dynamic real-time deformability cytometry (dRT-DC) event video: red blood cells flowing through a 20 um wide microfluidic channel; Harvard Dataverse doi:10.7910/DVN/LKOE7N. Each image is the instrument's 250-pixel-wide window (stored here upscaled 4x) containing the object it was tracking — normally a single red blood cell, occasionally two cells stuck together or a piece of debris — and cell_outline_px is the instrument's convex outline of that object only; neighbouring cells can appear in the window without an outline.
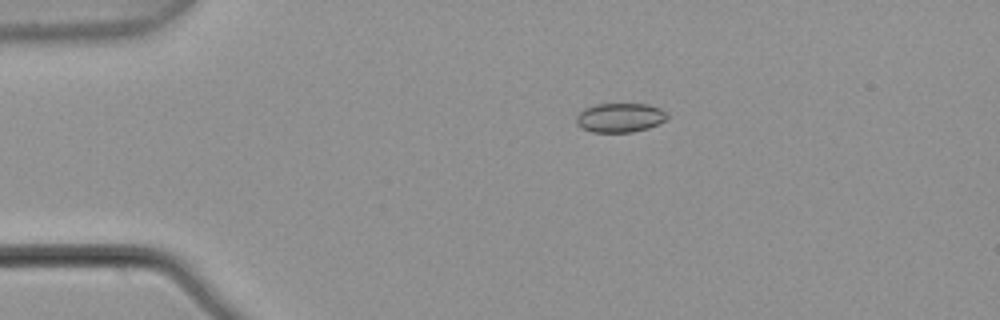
{"species": "common noctule bat (a hibernating species)", "species_latin": "Nyctalus noctula", "temperature_condition": "warm", "stored_images_in_passage": 5, "camera_frame_rate_fps": 3000, "um_per_image_px": 0.085, "animal": {"sex": "male", "body_mass_g": 21.5, "forearm_length_mm": 52.0}, "frame": {"image": 1, "passage_image": 3, "time_ms": 0.667, "image_size_px": [1000, 320], "cell_outline_px": [[668, 116], [664, 120], [648, 128], [632, 132], [592, 132], [576, 124], [576, 116], [584, 108], [596, 104], [648, 104], [660, 108], [668, 112]], "centroid_in_image_um": [52.7, 9.99], "position_along_channel_um": 32.3, "area_um2": 15.43}}
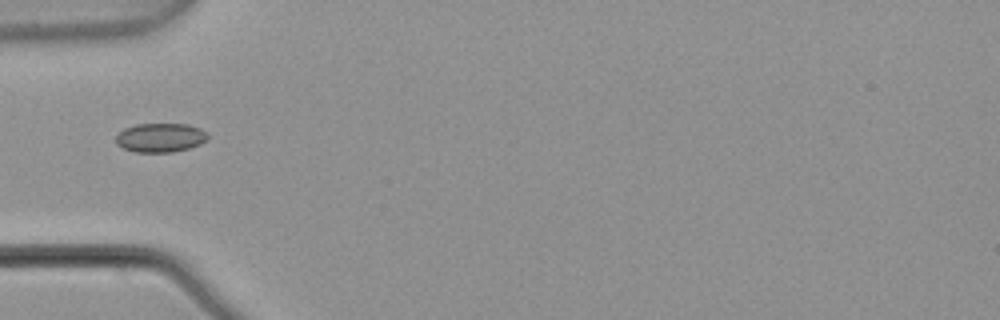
{"frame": {"image": 2, "passage_image": 5, "time_ms": 1.333, "image_size_px": [1000, 320], "cell_outline_px": [[208, 136], [200, 144], [188, 148], [172, 152], [136, 152], [124, 148], [116, 144], [116, 136], [124, 128], [136, 124], [188, 124], [200, 128], [208, 132]], "centroid_in_image_um": [13.63, 11.69], "position_along_channel_um": 71.4, "area_um2": 15.49}}